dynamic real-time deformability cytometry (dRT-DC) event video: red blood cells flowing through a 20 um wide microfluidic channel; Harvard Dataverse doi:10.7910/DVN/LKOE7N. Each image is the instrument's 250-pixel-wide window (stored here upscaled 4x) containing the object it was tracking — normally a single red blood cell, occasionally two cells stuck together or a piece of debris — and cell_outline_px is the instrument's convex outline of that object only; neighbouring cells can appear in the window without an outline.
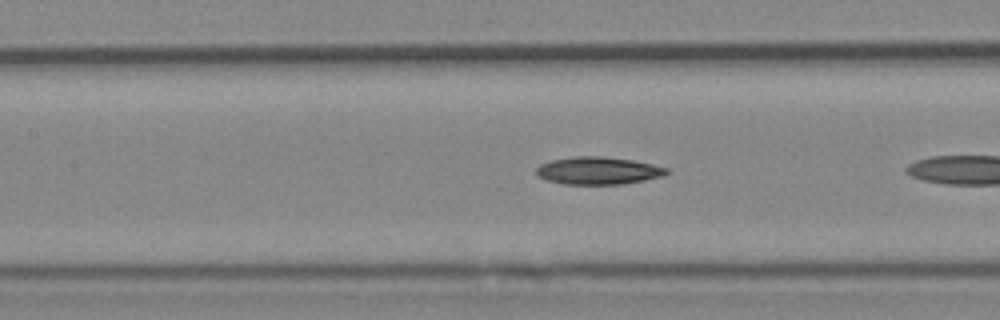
{"species": "Egyptian fruit bat (a non-hibernating species)", "species_latin": "Rousettus aegyptiacus", "temperature_condition": "cold", "stored_images_in_passage": 15, "camera_frame_rate_fps": 3000, "um_per_image_px": 0.085, "animal": {"sex": "female"}, "frame": {"image": 1, "passage_image": 7, "time_ms": 2.0, "image_size_px": [1000, 320], "cell_outline_px": [[668, 172], [660, 176], [644, 180], [624, 184], [564, 184], [548, 180], [540, 176], [536, 172], [536, 168], [540, 164], [552, 160], [576, 156], [604, 156], [632, 160], [652, 164], [668, 168]], "centroid_in_image_um": [50.84, 14.5], "position_along_channel_um": 156.6, "area_um2": 20.69}}
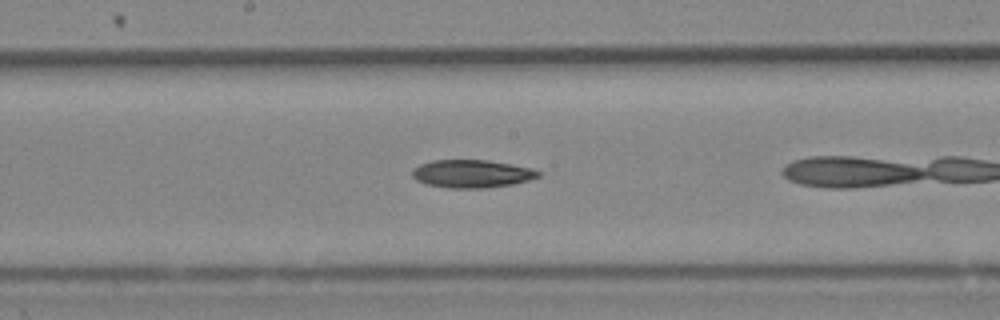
{"frame": {"image": 2, "passage_image": 11, "time_ms": 3.333, "image_size_px": [1000, 320], "cell_outline_px": [[540, 176], [528, 180], [512, 184], [484, 188], [448, 188], [424, 184], [416, 180], [412, 176], [412, 168], [420, 164], [432, 160], [488, 160], [532, 168], [540, 172]], "centroid_in_image_um": [40.06, 14.77], "position_along_channel_um": 208.1, "area_um2": 20.58}}